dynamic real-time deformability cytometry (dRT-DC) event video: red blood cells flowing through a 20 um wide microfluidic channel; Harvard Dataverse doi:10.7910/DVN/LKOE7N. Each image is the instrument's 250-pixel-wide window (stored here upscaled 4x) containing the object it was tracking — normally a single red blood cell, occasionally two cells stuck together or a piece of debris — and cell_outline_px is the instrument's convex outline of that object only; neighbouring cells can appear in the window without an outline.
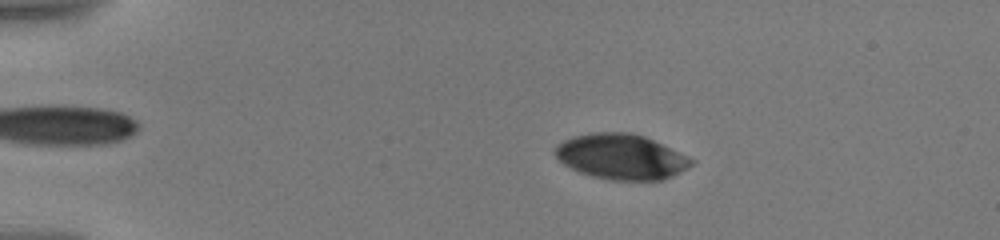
{"species": "human", "species_latin": "Homo sapiens", "temperature_condition": "warm", "stored_images_in_passage": 44, "camera_frame_rate_fps": 3000, "um_per_image_px": 0.085, "donor": {"sex": "male"}, "frame": {"image": 1, "passage_image": 24, "time_ms": 3.667, "image_size_px": [1000, 240], "cell_outline_px": [[696, 160], [688, 168], [664, 180], [608, 180], [592, 176], [580, 172], [564, 164], [556, 156], [556, 148], [564, 140], [576, 136], [596, 132], [628, 132], [644, 136], [688, 156]], "centroid_in_image_um": [52.85, 13.33], "position_along_channel_um": 32.2, "area_um2": 35.6}}
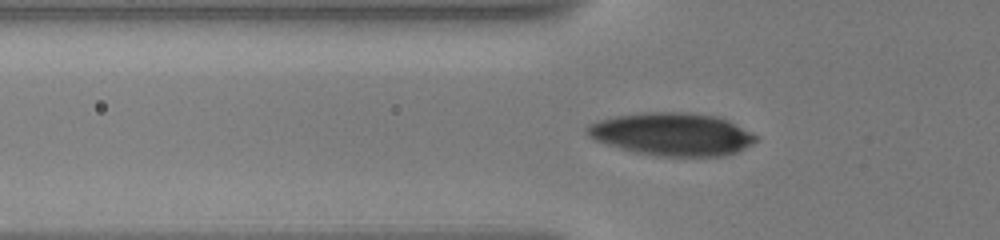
{"frame": {"image": 2, "passage_image": 43, "time_ms": 6.667, "image_size_px": [1000, 240], "cell_outline_px": [[760, 136], [752, 144], [736, 152], [724, 156], [652, 156], [620, 148], [592, 140], [584, 132], [584, 128], [588, 124], [600, 120], [616, 116], [644, 112], [684, 112], [716, 116], [728, 120]], "centroid_in_image_um": [57.1, 11.41], "position_along_channel_um": 68.7, "area_um2": 42.37}}